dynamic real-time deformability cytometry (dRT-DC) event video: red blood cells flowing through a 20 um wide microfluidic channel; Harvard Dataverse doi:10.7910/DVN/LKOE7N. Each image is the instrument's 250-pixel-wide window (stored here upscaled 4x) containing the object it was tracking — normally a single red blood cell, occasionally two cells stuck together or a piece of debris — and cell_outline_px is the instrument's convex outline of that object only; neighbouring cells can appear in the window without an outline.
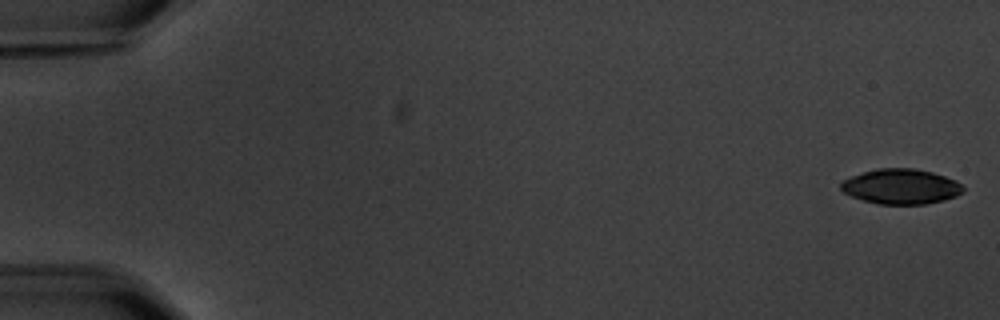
{"species": "common noctule bat (a hibernating species)", "species_latin": "Nyctalus noctula", "temperature_condition": "warm", "stored_images_in_passage": 6, "camera_frame_rate_fps": 3000, "um_per_image_px": 0.085, "animal": {"sex": "male", "body_mass_g": 20.1, "forearm_length_mm": 53.5}, "frame": {"image": 1, "passage_image": 1, "time_ms": 0.0, "image_size_px": [1000, 320], "cell_outline_px": [[964, 188], [956, 196], [944, 200], [924, 204], [880, 204], [864, 200], [852, 196], [844, 192], [840, 188], [840, 184], [844, 180], [852, 176], [876, 168], [916, 168], [932, 172], [956, 180]], "centroid_in_image_um": [76.58, 15.85], "position_along_channel_um": 8.4, "area_um2": 24.8}}